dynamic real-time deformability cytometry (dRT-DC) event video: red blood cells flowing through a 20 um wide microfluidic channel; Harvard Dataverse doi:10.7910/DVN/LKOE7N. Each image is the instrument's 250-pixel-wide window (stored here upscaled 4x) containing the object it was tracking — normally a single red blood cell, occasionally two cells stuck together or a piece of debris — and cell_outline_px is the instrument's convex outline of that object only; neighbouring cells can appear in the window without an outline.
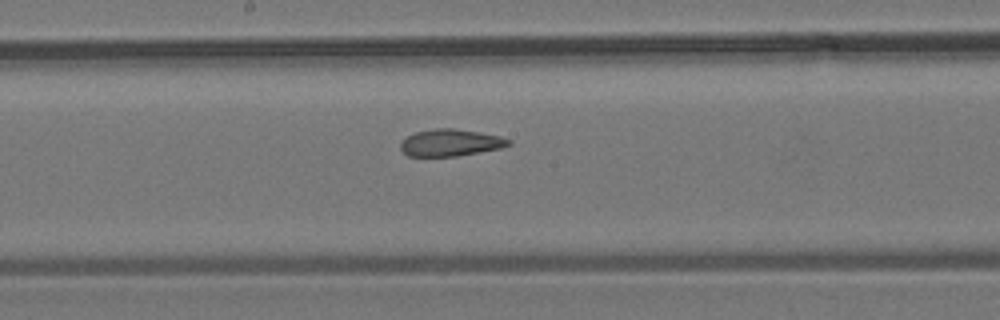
{"species": "common noctule bat (a hibernating species)", "species_latin": "Nyctalus noctula", "temperature_condition": "room temperature", "stored_images_in_passage": 6, "camera_frame_rate_fps": 3000, "um_per_image_px": 0.085, "animal": {"sex": "male", "body_mass_g": 19.2, "forearm_length_mm": 51.8}, "frame": {"image": 1, "passage_image": 6, "time_ms": 6.0, "image_size_px": [1000, 320], "cell_outline_px": [[512, 144], [500, 148], [456, 156], [408, 156], [400, 148], [400, 144], [408, 136], [416, 132], [436, 128], [452, 128], [480, 132], [500, 136], [512, 140]], "centroid_in_image_um": [38.32, 12.12], "position_along_channel_um": 209.9, "area_um2": 16.82}}